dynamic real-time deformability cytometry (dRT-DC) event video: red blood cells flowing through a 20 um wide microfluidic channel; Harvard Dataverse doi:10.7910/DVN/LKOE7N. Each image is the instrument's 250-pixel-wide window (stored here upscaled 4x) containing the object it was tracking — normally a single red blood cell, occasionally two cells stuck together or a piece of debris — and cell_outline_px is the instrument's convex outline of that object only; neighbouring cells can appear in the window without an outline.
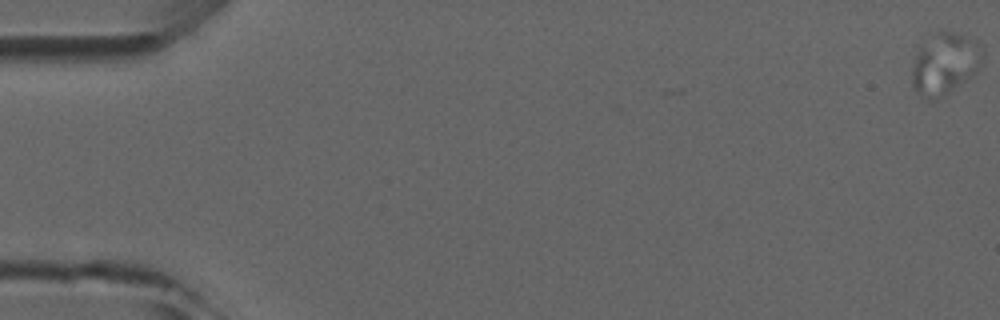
{"species": "common noctule bat (a hibernating species)", "species_latin": "Nyctalus noctula", "temperature_condition": "room temperature", "stored_images_in_passage": 3, "camera_frame_rate_fps": 3000, "um_per_image_px": 0.085, "animal": {"sex": "male", "forearm_length_mm": 52.5}, "frame": {"image": 1, "passage_image": 1, "time_ms": 0.0, "image_size_px": [1000, 320], "cell_outline_px": [[976, 72], [948, 92], [936, 100], [928, 100], [912, 84], [912, 68], [916, 56], [920, 48], [976, 68]], "centroid_in_image_um": [79.72, 6.31], "position_along_channel_um": 5.3, "area_um2": 14.57}}